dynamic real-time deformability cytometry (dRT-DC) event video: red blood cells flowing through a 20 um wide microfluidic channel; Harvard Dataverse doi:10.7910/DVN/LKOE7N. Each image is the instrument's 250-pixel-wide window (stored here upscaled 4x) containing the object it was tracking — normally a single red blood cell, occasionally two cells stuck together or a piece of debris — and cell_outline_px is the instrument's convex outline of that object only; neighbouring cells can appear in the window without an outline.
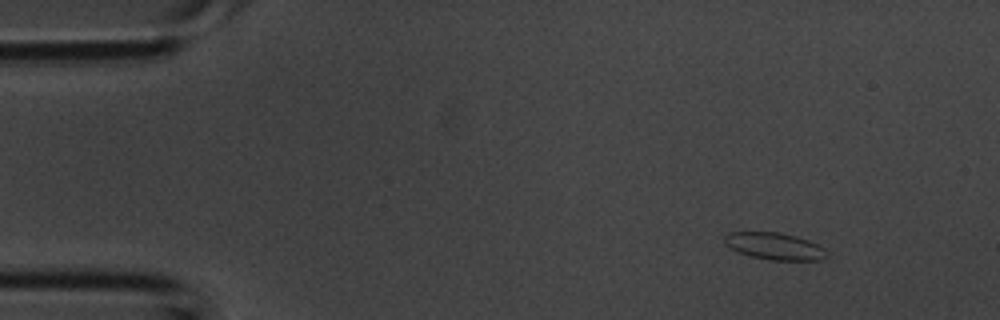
{"species": "common noctule bat (a hibernating species)", "species_latin": "Nyctalus noctula", "temperature_condition": "room temperature", "stored_images_in_passage": 2, "camera_frame_rate_fps": 3000, "um_per_image_px": 0.085, "animal": {"sex": "male", "body_mass_g": 20.1, "forearm_length_mm": 53.5}, "frame": {"image": 1, "passage_image": 1, "time_ms": 0.0, "image_size_px": [1000, 320], "cell_outline_px": [[828, 256], [820, 260], [768, 260], [748, 256], [736, 252], [724, 244], [724, 236], [728, 232], [780, 232], [796, 236], [808, 240], [824, 248], [828, 252]], "centroid_in_image_um": [65.8, 20.93], "position_along_channel_um": 19.2, "area_um2": 16.36}}